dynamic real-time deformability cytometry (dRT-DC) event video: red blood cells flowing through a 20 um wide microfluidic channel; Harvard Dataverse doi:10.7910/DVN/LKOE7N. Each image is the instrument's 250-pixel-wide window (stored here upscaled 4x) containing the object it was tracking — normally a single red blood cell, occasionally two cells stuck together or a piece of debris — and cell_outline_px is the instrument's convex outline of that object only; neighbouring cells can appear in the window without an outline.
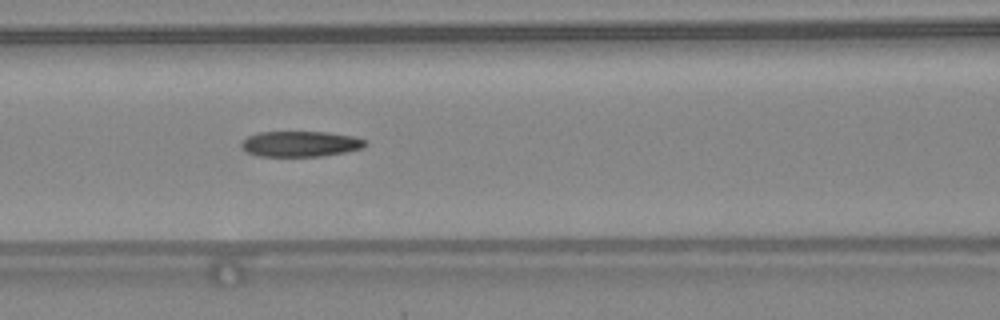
{"species": "common noctule bat (a hibernating species)", "species_latin": "Nyctalus noctula", "temperature_condition": "warm", "stored_images_in_passage": 38, "camera_frame_rate_fps": 3000, "um_per_image_px": 0.085, "animal": {"sex": "female", "body_mass_g": 24.6, "forearm_length_mm": 56.2}, "frame": {"image": 1, "passage_image": 16, "time_ms": 5.0, "image_size_px": [1000, 320], "cell_outline_px": [[368, 144], [364, 148], [344, 152], [320, 156], [256, 156], [248, 152], [240, 144], [248, 136], [256, 132], [328, 132], [352, 136], [364, 140]], "centroid_in_image_um": [25.54, 12.23], "position_along_channel_um": 141.1, "area_um2": 18.38}}